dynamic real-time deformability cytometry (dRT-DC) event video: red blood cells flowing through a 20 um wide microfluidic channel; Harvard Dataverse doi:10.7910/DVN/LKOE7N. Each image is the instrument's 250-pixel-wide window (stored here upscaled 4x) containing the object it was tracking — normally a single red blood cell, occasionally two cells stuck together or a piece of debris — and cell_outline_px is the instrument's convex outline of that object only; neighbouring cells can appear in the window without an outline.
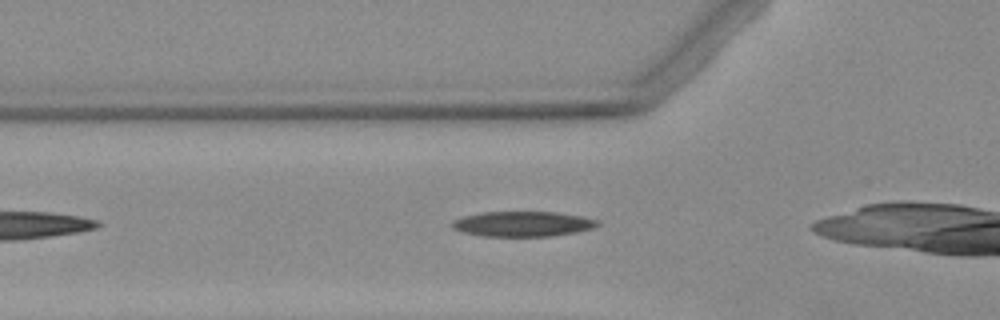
{"species": "Egyptian fruit bat (a non-hibernating species)", "species_latin": "Rousettus aegyptiacus", "temperature_condition": "warm", "stored_images_in_passage": 2, "camera_frame_rate_fps": 3000, "um_per_image_px": 0.085, "animal": {"sex": "female"}, "frame": {"image": 1, "passage_image": 2, "time_ms": 1.333, "image_size_px": [1000, 320], "cell_outline_px": [[600, 224], [592, 228], [552, 236], [484, 236], [464, 232], [452, 228], [452, 220], [464, 216], [484, 212], [556, 212], [580, 216], [596, 220]], "centroid_in_image_um": [44.39, 19.03], "position_along_channel_um": 81.4, "area_um2": 20.98}}